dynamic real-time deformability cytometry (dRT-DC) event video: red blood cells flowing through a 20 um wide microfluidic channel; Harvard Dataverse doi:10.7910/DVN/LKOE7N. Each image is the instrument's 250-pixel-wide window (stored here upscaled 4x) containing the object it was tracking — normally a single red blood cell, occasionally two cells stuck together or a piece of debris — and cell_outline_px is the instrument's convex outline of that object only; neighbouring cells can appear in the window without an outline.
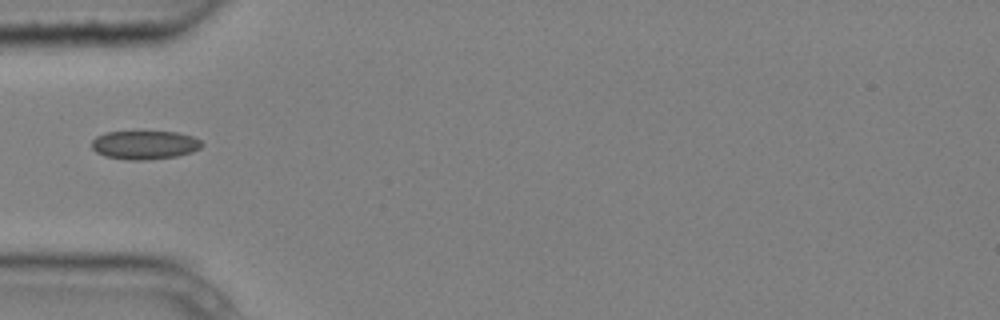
{"species": "common noctule bat (a hibernating species)", "species_latin": "Nyctalus noctula", "temperature_condition": "cold", "stored_images_in_passage": 4, "camera_frame_rate_fps": 3000, "um_per_image_px": 0.085, "animal": {"sex": "male", "body_mass_g": 20.4}, "frame": {"image": 1, "passage_image": 1, "time_ms": 0.0, "image_size_px": [1000, 320], "cell_outline_px": [[204, 144], [200, 148], [192, 152], [176, 156], [148, 160], [128, 160], [104, 156], [96, 152], [92, 148], [92, 140], [96, 136], [104, 132], [132, 128], [176, 132], [192, 136], [200, 140]], "centroid_in_image_um": [12.25, 12.26], "position_along_channel_um": 72.7, "area_um2": 19.48}}
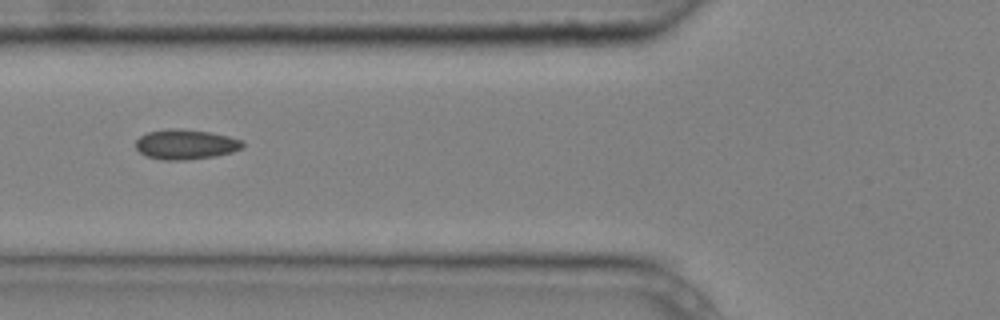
{"frame": {"image": 2, "passage_image": 2, "time_ms": 0.333, "image_size_px": [1000, 320], "cell_outline_px": [[244, 144], [240, 148], [232, 152], [216, 156], [184, 160], [164, 160], [148, 156], [140, 152], [136, 148], [136, 140], [140, 136], [148, 132], [168, 128], [180, 128], [208, 132], [228, 136], [244, 140]], "centroid_in_image_um": [15.78, 12.26], "position_along_channel_um": 110.0, "area_um2": 18.61}}
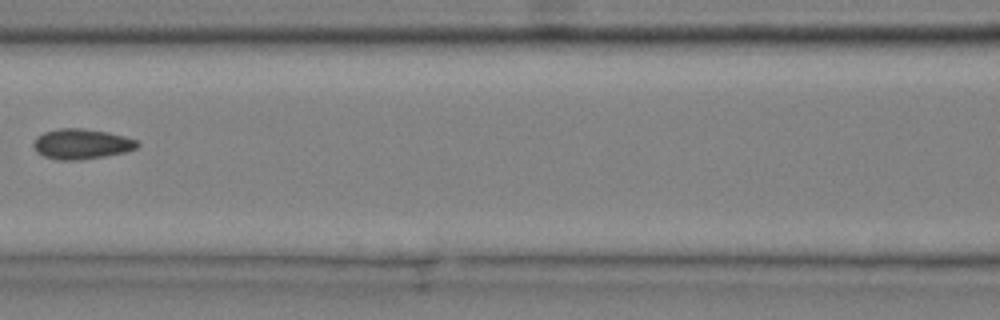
{"frame": {"image": 3, "passage_image": 3, "time_ms": 0.667, "image_size_px": [1000, 320], "cell_outline_px": [[140, 144], [136, 148], [124, 152], [104, 156], [76, 160], [56, 160], [44, 156], [36, 152], [32, 144], [36, 136], [44, 132], [60, 128], [84, 128], [108, 132], [124, 136], [136, 140]], "centroid_in_image_um": [6.89, 12.23], "position_along_channel_um": 159.7, "area_um2": 18.32}}